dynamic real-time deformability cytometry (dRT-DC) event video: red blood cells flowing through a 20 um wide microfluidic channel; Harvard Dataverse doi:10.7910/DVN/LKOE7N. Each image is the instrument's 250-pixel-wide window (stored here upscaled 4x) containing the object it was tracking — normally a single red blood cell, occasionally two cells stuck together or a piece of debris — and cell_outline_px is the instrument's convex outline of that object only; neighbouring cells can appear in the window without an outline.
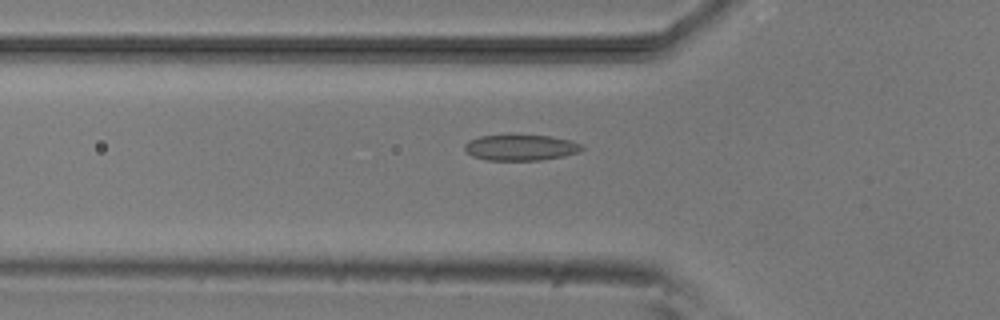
{"species": "common noctule bat (a hibernating species)", "species_latin": "Nyctalus noctula", "temperature_condition": "room temperature", "stored_images_in_passage": 5, "camera_frame_rate_fps": 3000, "um_per_image_px": 0.085, "animal": {"sex": "male", "body_mass_g": 20.5, "forearm_length_mm": 52.5}, "frame": {"image": 1, "passage_image": 5, "time_ms": 4.667, "image_size_px": [1000, 320], "cell_outline_px": [[584, 148], [580, 152], [564, 156], [540, 160], [488, 160], [472, 156], [464, 148], [464, 144], [468, 140], [480, 136], [512, 132], [548, 136], [572, 140], [584, 144]], "centroid_in_image_um": [44.27, 12.49], "position_along_channel_um": 81.5, "area_um2": 18.55}}